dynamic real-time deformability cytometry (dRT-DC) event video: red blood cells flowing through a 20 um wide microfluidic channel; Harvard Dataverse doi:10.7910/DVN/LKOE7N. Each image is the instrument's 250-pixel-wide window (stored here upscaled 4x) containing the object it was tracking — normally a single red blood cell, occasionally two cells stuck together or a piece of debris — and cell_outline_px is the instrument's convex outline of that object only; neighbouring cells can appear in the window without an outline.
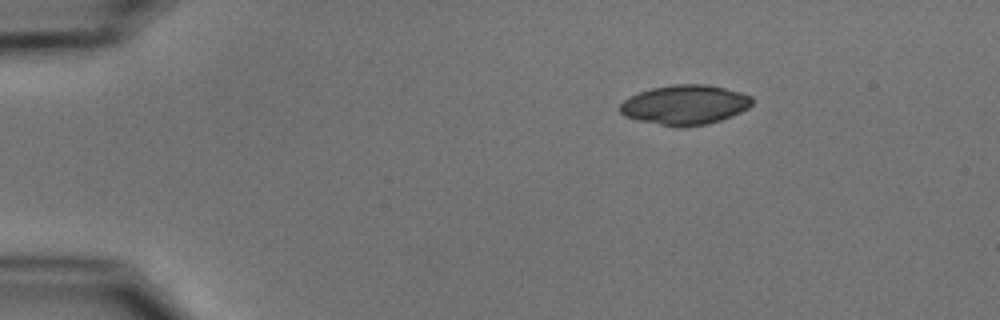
{"species": "common noctule bat (a hibernating species)", "species_latin": "Nyctalus noctula", "temperature_condition": "cold", "stored_images_in_passage": 46, "camera_frame_rate_fps": 3000, "um_per_image_px": 0.085, "animal": {"sex": "male", "body_mass_g": 15.6}, "frame": {"image": 1, "passage_image": 1, "time_ms": 0.0, "image_size_px": [1000, 320], "cell_outline_px": [[752, 104], [748, 108], [732, 116], [708, 124], [660, 124], [636, 120], [624, 116], [620, 112], [620, 104], [624, 100], [640, 92], [652, 88], [672, 84], [704, 84], [724, 88], [740, 92], [752, 96]], "centroid_in_image_um": [58.23, 8.88], "position_along_channel_um": 26.8, "area_um2": 29.82}}
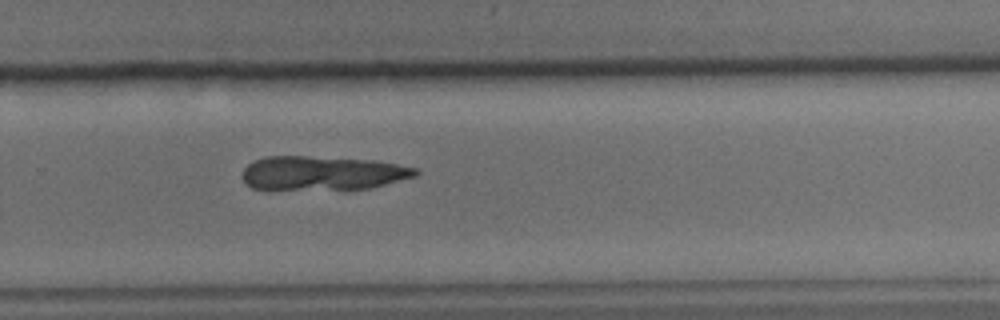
{"frame": {"image": 2, "passage_image": 29, "time_ms": 9.333, "image_size_px": [1000, 320], "cell_outline_px": [[420, 172], [416, 176], [372, 188], [252, 188], [244, 184], [240, 176], [244, 168], [248, 164], [264, 156], [308, 156], [372, 160], [400, 164], [416, 168]], "centroid_in_image_um": [27.41, 14.69], "position_along_channel_um": 302.4, "area_um2": 34.04}}
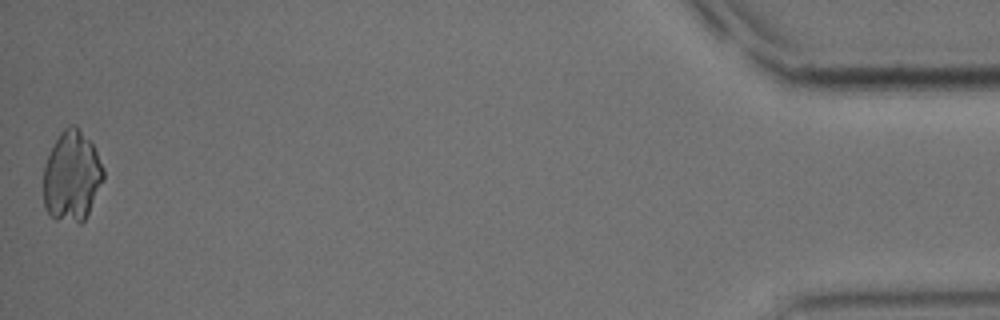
{"frame": {"image": 3, "passage_image": 46, "time_ms": 15.0, "image_size_px": [1000, 320], "cell_outline_px": [[104, 180], [84, 220], [80, 224], [56, 220], [44, 208], [44, 164], [60, 132], [68, 124], [76, 124], [92, 144], [104, 168]], "centroid_in_image_um": [6.11, 14.99], "position_along_channel_um": 429.1, "area_um2": 31.67}}